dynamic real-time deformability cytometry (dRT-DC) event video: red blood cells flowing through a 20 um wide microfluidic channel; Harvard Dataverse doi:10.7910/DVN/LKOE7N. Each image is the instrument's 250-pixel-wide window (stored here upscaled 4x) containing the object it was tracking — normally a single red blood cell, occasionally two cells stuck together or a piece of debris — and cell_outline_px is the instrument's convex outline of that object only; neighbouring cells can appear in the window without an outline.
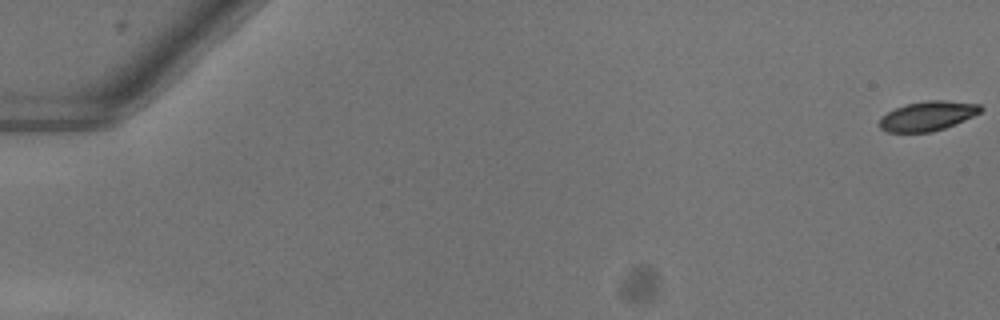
{"species": "common noctule bat (a hibernating species)", "species_latin": "Nyctalus noctula", "temperature_condition": "warm", "stored_images_in_passage": 8, "camera_frame_rate_fps": 3000, "um_per_image_px": 0.085, "animal": {"sex": "female"}, "frame": {"image": 1, "passage_image": 1, "time_ms": 0.0, "image_size_px": [1000, 320], "cell_outline_px": [[984, 108], [980, 112], [964, 120], [944, 128], [932, 132], [888, 132], [880, 128], [880, 116], [896, 108], [908, 104], [928, 100], [944, 100], [980, 104]], "centroid_in_image_um": [78.85, 9.86], "position_along_channel_um": 6.1, "area_um2": 17.22}}